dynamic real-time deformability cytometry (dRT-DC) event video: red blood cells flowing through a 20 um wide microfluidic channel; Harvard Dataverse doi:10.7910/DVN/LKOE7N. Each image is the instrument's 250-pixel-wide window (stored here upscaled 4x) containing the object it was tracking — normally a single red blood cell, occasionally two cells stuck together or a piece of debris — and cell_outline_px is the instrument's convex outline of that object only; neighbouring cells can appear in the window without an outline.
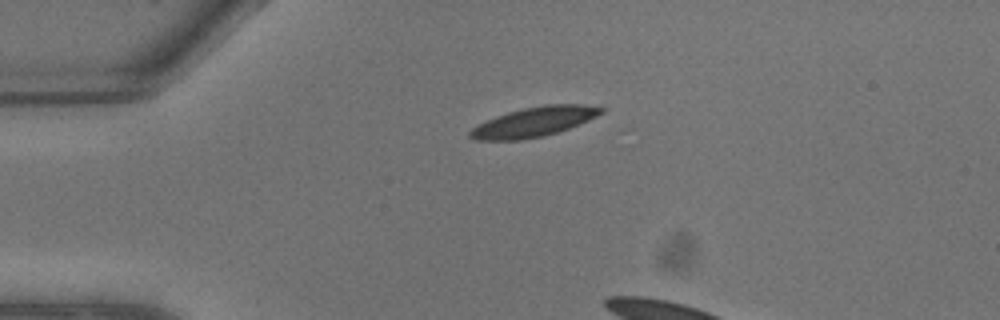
{"species": "common noctule bat (a hibernating species)", "species_latin": "Nyctalus noctula", "temperature_condition": "warm", "stored_images_in_passage": 4, "camera_frame_rate_fps": 3000, "um_per_image_px": 0.085, "animal": {"sex": "male", "body_mass_g": 13.3}, "frame": {"image": 1, "passage_image": 1, "time_ms": 0.0, "image_size_px": [1000, 320], "cell_outline_px": [[604, 112], [580, 124], [544, 136], [520, 140], [476, 140], [468, 136], [468, 132], [472, 128], [496, 116], [508, 112], [524, 108], [544, 104], [580, 104], [604, 108]], "centroid_in_image_um": [45.39, 10.36], "position_along_channel_um": 39.6, "area_um2": 22.43}}